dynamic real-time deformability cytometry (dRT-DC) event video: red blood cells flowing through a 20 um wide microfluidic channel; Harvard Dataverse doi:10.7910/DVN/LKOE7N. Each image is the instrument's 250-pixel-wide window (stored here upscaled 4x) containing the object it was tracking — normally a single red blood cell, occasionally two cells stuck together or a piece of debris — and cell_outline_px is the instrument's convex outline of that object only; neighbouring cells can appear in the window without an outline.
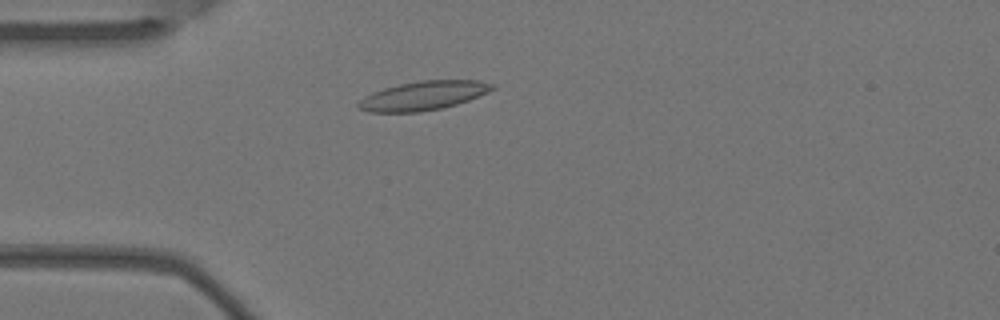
{"species": "Egyptian fruit bat (a non-hibernating species)", "species_latin": "Rousettus aegyptiacus", "temperature_condition": "warm", "stored_images_in_passage": 4, "camera_frame_rate_fps": 3000, "um_per_image_px": 0.085, "animal": {"sex": "female"}, "frame": {"image": 1, "passage_image": 4, "time_ms": 1.0, "image_size_px": [1000, 320], "cell_outline_px": [[496, 88], [488, 92], [468, 100], [444, 108], [420, 112], [368, 112], [356, 108], [356, 104], [364, 96], [372, 92], [384, 88], [400, 84], [420, 80], [480, 80], [496, 84]], "centroid_in_image_um": [35.98, 8.13], "position_along_channel_um": 49.0, "area_um2": 22.83}}